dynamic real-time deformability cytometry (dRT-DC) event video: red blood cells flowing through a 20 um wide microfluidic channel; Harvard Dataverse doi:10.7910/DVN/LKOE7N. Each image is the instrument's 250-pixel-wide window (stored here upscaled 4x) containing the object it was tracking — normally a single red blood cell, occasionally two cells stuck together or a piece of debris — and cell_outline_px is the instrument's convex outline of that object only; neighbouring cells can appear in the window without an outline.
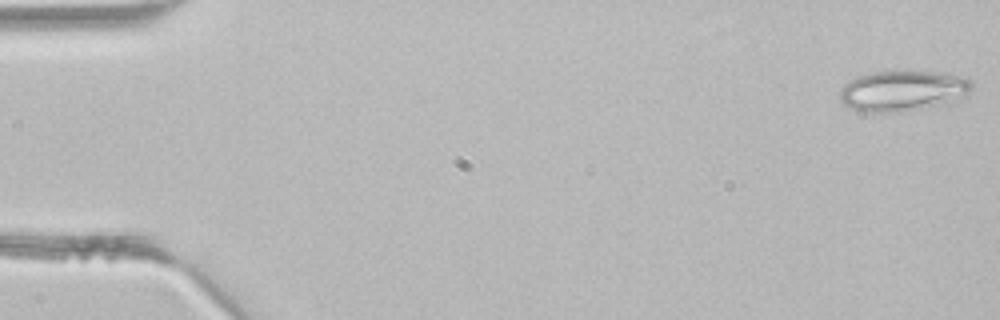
{"species": "common noctule bat (a hibernating species)", "species_latin": "Nyctalus noctula", "temperature_condition": "room temperature", "stored_images_in_passage": 43, "camera_frame_rate_fps": 3000, "um_per_image_px": 0.085, "animal": {"sex": "male", "body_mass_g": 21.5, "forearm_length_mm": 52.0}, "frame": {"image": 1, "passage_image": 1, "time_ms": 0.0, "image_size_px": [1000, 320], "cell_outline_px": [[972, 88], [968, 96], [948, 104], [900, 112], [864, 112], [852, 108], [844, 104], [840, 100], [840, 88], [844, 84], [856, 76], [872, 72], [908, 68], [944, 72], [968, 76], [972, 80]], "centroid_in_image_um": [76.83, 7.67], "position_along_channel_um": 8.2, "area_um2": 32.83}}
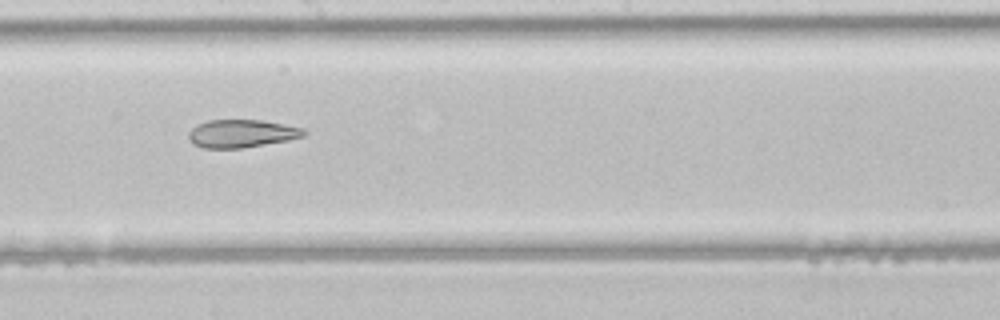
{"frame": {"image": 2, "passage_image": 24, "time_ms": 7.667, "image_size_px": [1000, 320], "cell_outline_px": [[308, 132], [304, 136], [288, 140], [240, 148], [204, 148], [196, 144], [188, 136], [188, 132], [196, 124], [208, 120], [264, 120], [304, 128]], "centroid_in_image_um": [20.57, 11.33], "position_along_channel_um": 227.6, "area_um2": 18.67}}
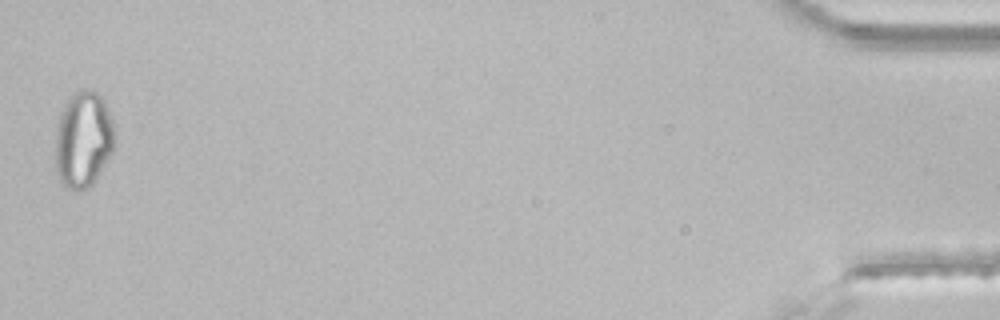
{"frame": {"image": 3, "passage_image": 43, "time_ms": 14.0, "image_size_px": [1000, 320], "cell_outline_px": [[116, 140], [112, 152], [96, 180], [88, 188], [80, 192], [76, 192], [64, 188], [56, 172], [56, 128], [64, 104], [68, 96], [80, 88], [84, 88], [96, 92], [104, 100], [108, 108], [116, 132]], "centroid_in_image_um": [7.09, 11.87], "position_along_channel_um": 428.1, "area_um2": 34.04}}